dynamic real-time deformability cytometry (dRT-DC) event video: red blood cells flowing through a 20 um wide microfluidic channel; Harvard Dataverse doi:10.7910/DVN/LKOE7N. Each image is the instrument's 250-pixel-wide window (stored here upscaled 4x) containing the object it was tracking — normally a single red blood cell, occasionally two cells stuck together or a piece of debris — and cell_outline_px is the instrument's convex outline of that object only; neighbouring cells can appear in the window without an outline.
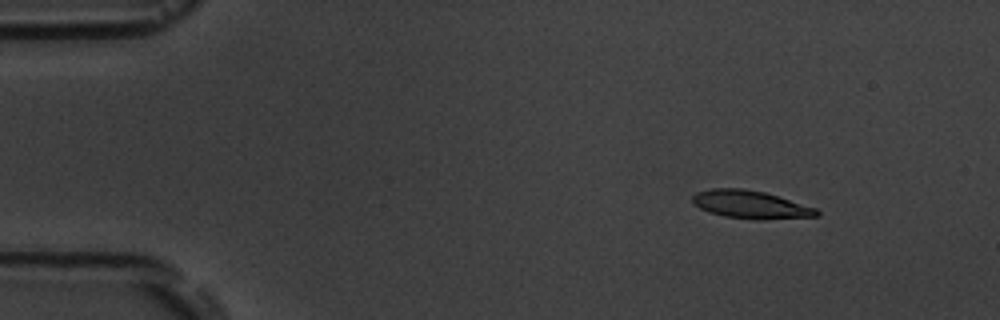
{"species": "common noctule bat (a hibernating species)", "species_latin": "Nyctalus noctula", "temperature_condition": "room temperature", "stored_images_in_passage": 5, "camera_frame_rate_fps": 3000, "um_per_image_px": 0.085, "animal": {"sex": "male", "body_mass_g": 19.5, "forearm_length_mm": 54.6}, "frame": {"image": 1, "passage_image": 2, "time_ms": 1.0, "image_size_px": [1000, 320], "cell_outline_px": [[820, 216], [760, 220], [756, 220], [724, 216], [708, 212], [692, 204], [692, 196], [696, 192], [712, 188], [740, 188], [764, 192], [816, 208], [820, 212]], "centroid_in_image_um": [63.77, 17.39], "position_along_channel_um": 21.2, "area_um2": 20.29}}
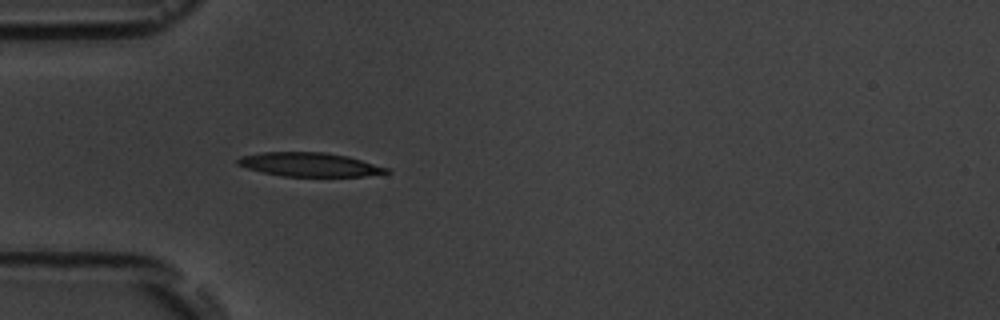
{"frame": {"image": 2, "passage_image": 5, "time_ms": 4.333, "image_size_px": [1000, 320], "cell_outline_px": [[392, 172], [364, 176], [280, 176], [248, 168], [236, 164], [236, 160], [240, 156], [260, 152], [324, 152], [348, 156], [388, 168]], "centroid_in_image_um": [26.29, 13.98], "position_along_channel_um": 58.7, "area_um2": 20.63}}